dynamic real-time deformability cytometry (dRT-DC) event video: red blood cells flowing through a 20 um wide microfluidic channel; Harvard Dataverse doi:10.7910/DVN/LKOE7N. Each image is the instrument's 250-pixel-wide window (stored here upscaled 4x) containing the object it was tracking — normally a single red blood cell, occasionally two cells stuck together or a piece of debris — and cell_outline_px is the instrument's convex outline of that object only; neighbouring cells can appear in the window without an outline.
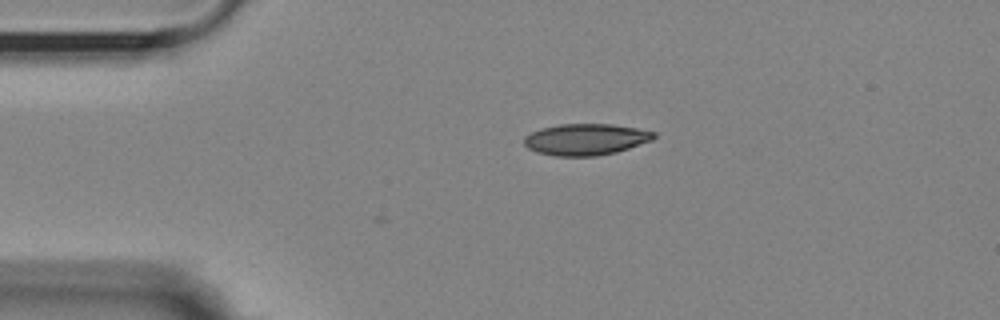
{"species": "Egyptian fruit bat (a non-hibernating species)", "species_latin": "Rousettus aegyptiacus", "temperature_condition": "room temperature", "stored_images_in_passage": 3, "camera_frame_rate_fps": 3000, "um_per_image_px": 0.085, "animal": {"sex": "female"}, "frame": {"image": 1, "passage_image": 3, "time_ms": 0.667, "image_size_px": [1000, 320], "cell_outline_px": [[656, 136], [652, 140], [616, 152], [596, 156], [556, 156], [536, 152], [528, 148], [524, 144], [524, 136], [540, 128], [560, 124], [612, 124], [636, 128], [656, 132]], "centroid_in_image_um": [49.77, 11.84], "position_along_channel_um": 35.2, "area_um2": 23.76}}